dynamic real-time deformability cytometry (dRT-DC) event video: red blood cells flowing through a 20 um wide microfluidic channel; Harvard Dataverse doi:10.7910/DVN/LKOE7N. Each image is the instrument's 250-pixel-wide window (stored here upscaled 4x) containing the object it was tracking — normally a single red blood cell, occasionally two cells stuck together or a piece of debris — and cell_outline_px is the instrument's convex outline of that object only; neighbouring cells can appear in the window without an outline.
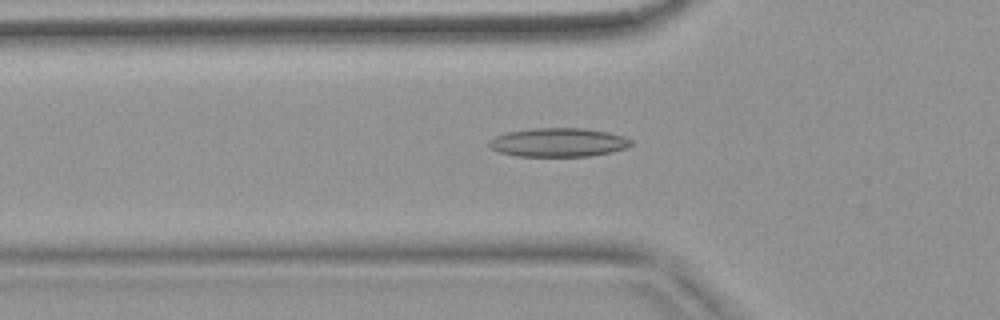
{"species": "common noctule bat (a hibernating species)", "species_latin": "Nyctalus noctula", "temperature_condition": "warm", "stored_images_in_passage": 52, "camera_frame_rate_fps": 3000, "um_per_image_px": 0.085, "animal": {"sex": "female", "body_mass_g": 18.4}, "frame": {"image": 1, "passage_image": 17, "time_ms": 5.333, "image_size_px": [1000, 320], "cell_outline_px": [[632, 144], [624, 148], [612, 152], [592, 156], [516, 156], [500, 152], [492, 148], [488, 144], [488, 140], [496, 136], [508, 132], [532, 128], [584, 128], [608, 132], [624, 136], [632, 140]], "centroid_in_image_um": [47.47, 12.1], "position_along_channel_um": 78.3, "area_um2": 23.81}}
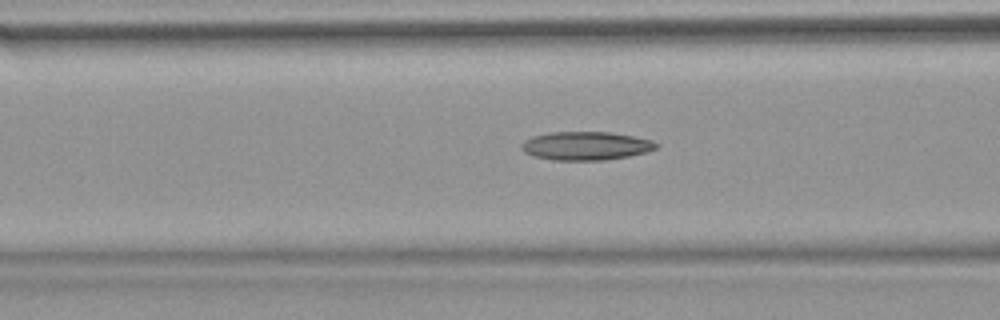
{"frame": {"image": 2, "passage_image": 20, "time_ms": 6.333, "image_size_px": [1000, 320], "cell_outline_px": [[660, 144], [656, 148], [648, 152], [628, 156], [604, 160], [552, 160], [536, 156], [524, 152], [520, 148], [520, 144], [524, 140], [532, 136], [548, 132], [608, 132], [632, 136], [652, 140]], "centroid_in_image_um": [49.78, 12.39], "position_along_channel_um": 116.8, "area_um2": 22.43}}
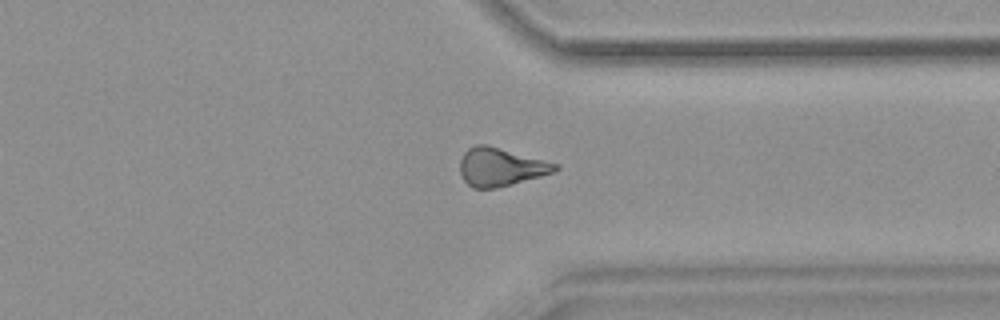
{"frame": {"image": 3, "passage_image": 40, "time_ms": 13.0, "image_size_px": [1000, 320], "cell_outline_px": [[560, 168], [556, 172], [512, 184], [496, 188], [472, 188], [464, 180], [460, 172], [460, 160], [464, 152], [468, 148], [476, 144], [488, 144], [560, 164]], "centroid_in_image_um": [42.58, 14.18], "position_along_channel_um": 368.8, "area_um2": 21.44}, "authors_computed_cell_mechanics": {"area_um2": 21.4438, "velocity_mm_per_s": 3.7982, "shape_relaxation_time_tau1_ms": null, "shape_relaxation_time_tau2_ms": 5.7297, "deformation_change_tau1": null, "deformation_change_tau2": 0.1706}}